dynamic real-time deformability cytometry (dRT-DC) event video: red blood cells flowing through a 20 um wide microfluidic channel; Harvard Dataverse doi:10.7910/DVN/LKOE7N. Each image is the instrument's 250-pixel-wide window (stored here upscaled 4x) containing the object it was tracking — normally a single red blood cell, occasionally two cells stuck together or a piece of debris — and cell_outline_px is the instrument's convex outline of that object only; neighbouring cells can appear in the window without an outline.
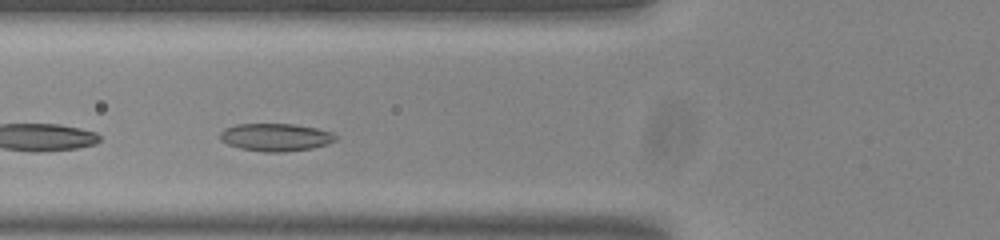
{"species": "common noctule bat (a hibernating species)", "species_latin": "Nyctalus noctula", "temperature_condition": "room temperature", "stored_images_in_passage": 35, "camera_frame_rate_fps": 3000, "um_per_image_px": 0.085, "animal": {"sex": "male", "body_mass_g": 20.0, "forearm_length_mm": 53.3}, "frame": {"image": 1, "passage_image": 6, "time_ms": 1.667, "image_size_px": [1000, 240], "cell_outline_px": [[336, 140], [328, 144], [312, 148], [284, 152], [264, 152], [240, 148], [228, 144], [220, 140], [220, 132], [224, 128], [236, 124], [292, 124], [316, 128], [332, 132], [336, 136]], "centroid_in_image_um": [23.42, 11.66], "position_along_channel_um": 102.4, "area_um2": 18.67}}
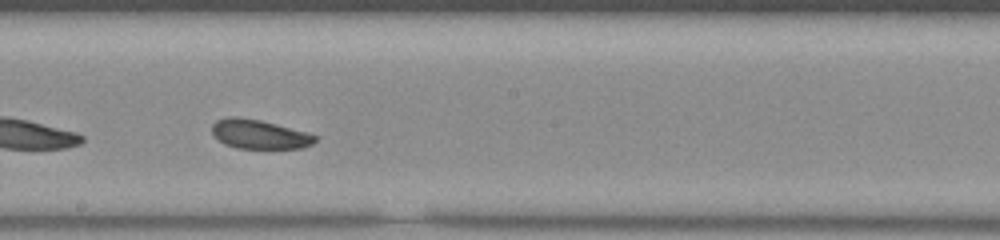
{"frame": {"image": 2, "passage_image": 16, "time_ms": 5.0, "image_size_px": [1000, 240], "cell_outline_px": [[320, 136], [312, 144], [304, 148], [236, 148], [224, 144], [212, 132], [212, 124], [216, 120], [228, 116], [232, 116], [260, 120], [308, 132]], "centroid_in_image_um": [22.08, 11.41], "position_along_channel_um": 226.1, "area_um2": 17.57}, "authors_computed_cell_mechanics": {"area_um2": 18.2648, "velocity_mm_per_s": 3.7156, "shape_relaxation_time_tau1_ms": null, "shape_relaxation_time_tau2_ms": 4.1107, "deformation_change_tau1": null, "deformation_change_tau2": 0.1136}}